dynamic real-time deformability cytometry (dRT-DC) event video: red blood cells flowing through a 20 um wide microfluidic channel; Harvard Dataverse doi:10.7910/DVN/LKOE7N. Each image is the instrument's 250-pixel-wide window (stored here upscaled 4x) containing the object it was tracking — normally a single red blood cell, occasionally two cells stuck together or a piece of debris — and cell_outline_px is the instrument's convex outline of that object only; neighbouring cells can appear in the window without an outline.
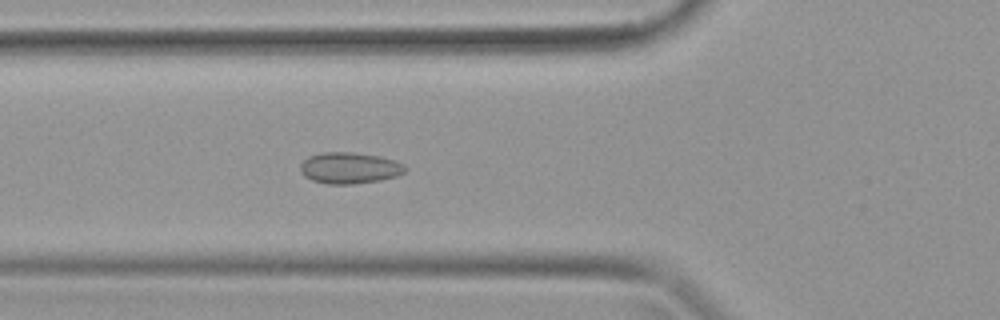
{"species": "common noctule bat (a hibernating species)", "species_latin": "Nyctalus noctula", "temperature_condition": "warm", "stored_images_in_passage": 39, "camera_frame_rate_fps": 3000, "um_per_image_px": 0.085, "animal": {"sex": "female", "body_mass_g": 19.9}, "frame": {"image": 1, "passage_image": 14, "time_ms": 4.333, "image_size_px": [1000, 320], "cell_outline_px": [[408, 168], [404, 172], [396, 176], [380, 180], [352, 184], [328, 184], [312, 180], [304, 176], [300, 172], [300, 164], [308, 156], [320, 152], [352, 152], [380, 156], [396, 160], [404, 164]], "centroid_in_image_um": [29.71, 14.27], "position_along_channel_um": 96.1, "area_um2": 19.31}}
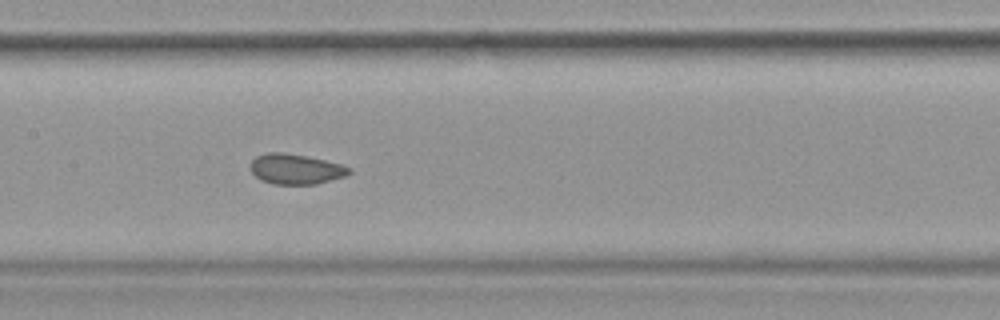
{"frame": {"image": 2, "passage_image": 19, "time_ms": 6.0, "image_size_px": [1000, 320], "cell_outline_px": [[352, 172], [344, 176], [316, 184], [276, 184], [264, 180], [256, 176], [248, 168], [248, 164], [256, 156], [268, 152], [284, 152], [308, 156], [340, 164], [352, 168]], "centroid_in_image_um": [25.11, 14.35], "position_along_channel_um": 182.3, "area_um2": 17.4}}
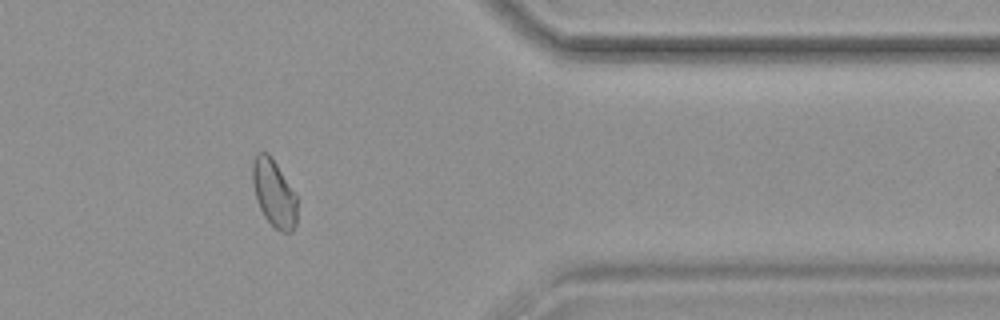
{"frame": {"image": 3, "passage_image": 32, "time_ms": 10.333, "image_size_px": [1000, 320], "cell_outline_px": [[296, 224], [292, 232], [280, 232], [264, 216], [256, 200], [252, 180], [252, 164], [256, 152], [268, 152], [272, 156], [296, 196]], "centroid_in_image_um": [23.26, 16.4], "position_along_channel_um": 388.1, "area_um2": 17.4}}